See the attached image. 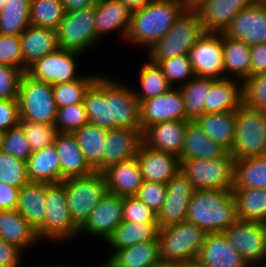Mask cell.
<instances>
[{
  "label": "cell",
  "mask_w": 266,
  "mask_h": 267,
  "mask_svg": "<svg viewBox=\"0 0 266 267\" xmlns=\"http://www.w3.org/2000/svg\"><path fill=\"white\" fill-rule=\"evenodd\" d=\"M102 173L107 192L121 197L135 196L144 181L136 157L113 164Z\"/></svg>",
  "instance_id": "24"
},
{
  "label": "cell",
  "mask_w": 266,
  "mask_h": 267,
  "mask_svg": "<svg viewBox=\"0 0 266 267\" xmlns=\"http://www.w3.org/2000/svg\"><path fill=\"white\" fill-rule=\"evenodd\" d=\"M266 190V155L235 160L233 189Z\"/></svg>",
  "instance_id": "38"
},
{
  "label": "cell",
  "mask_w": 266,
  "mask_h": 267,
  "mask_svg": "<svg viewBox=\"0 0 266 267\" xmlns=\"http://www.w3.org/2000/svg\"><path fill=\"white\" fill-rule=\"evenodd\" d=\"M58 48L85 53L101 39L95 31V5L76 12H65L57 29Z\"/></svg>",
  "instance_id": "11"
},
{
  "label": "cell",
  "mask_w": 266,
  "mask_h": 267,
  "mask_svg": "<svg viewBox=\"0 0 266 267\" xmlns=\"http://www.w3.org/2000/svg\"><path fill=\"white\" fill-rule=\"evenodd\" d=\"M224 78L242 82L251 76V46L243 41L230 39L222 33ZM235 76V77H234Z\"/></svg>",
  "instance_id": "36"
},
{
  "label": "cell",
  "mask_w": 266,
  "mask_h": 267,
  "mask_svg": "<svg viewBox=\"0 0 266 267\" xmlns=\"http://www.w3.org/2000/svg\"><path fill=\"white\" fill-rule=\"evenodd\" d=\"M0 237L23 251L39 243L35 229L16 210H0Z\"/></svg>",
  "instance_id": "31"
},
{
  "label": "cell",
  "mask_w": 266,
  "mask_h": 267,
  "mask_svg": "<svg viewBox=\"0 0 266 267\" xmlns=\"http://www.w3.org/2000/svg\"><path fill=\"white\" fill-rule=\"evenodd\" d=\"M232 193L236 201L238 220L266 223V190L233 189Z\"/></svg>",
  "instance_id": "39"
},
{
  "label": "cell",
  "mask_w": 266,
  "mask_h": 267,
  "mask_svg": "<svg viewBox=\"0 0 266 267\" xmlns=\"http://www.w3.org/2000/svg\"><path fill=\"white\" fill-rule=\"evenodd\" d=\"M0 64L23 70L20 35L0 34Z\"/></svg>",
  "instance_id": "52"
},
{
  "label": "cell",
  "mask_w": 266,
  "mask_h": 267,
  "mask_svg": "<svg viewBox=\"0 0 266 267\" xmlns=\"http://www.w3.org/2000/svg\"><path fill=\"white\" fill-rule=\"evenodd\" d=\"M31 0H9L0 14V34L21 35L31 25Z\"/></svg>",
  "instance_id": "41"
},
{
  "label": "cell",
  "mask_w": 266,
  "mask_h": 267,
  "mask_svg": "<svg viewBox=\"0 0 266 267\" xmlns=\"http://www.w3.org/2000/svg\"><path fill=\"white\" fill-rule=\"evenodd\" d=\"M122 210L123 197L106 192L79 228V235L86 232L95 237H102L106 243L117 226L123 222Z\"/></svg>",
  "instance_id": "18"
},
{
  "label": "cell",
  "mask_w": 266,
  "mask_h": 267,
  "mask_svg": "<svg viewBox=\"0 0 266 267\" xmlns=\"http://www.w3.org/2000/svg\"><path fill=\"white\" fill-rule=\"evenodd\" d=\"M83 104L89 123L100 128H140L139 101L121 81L99 74L85 92Z\"/></svg>",
  "instance_id": "1"
},
{
  "label": "cell",
  "mask_w": 266,
  "mask_h": 267,
  "mask_svg": "<svg viewBox=\"0 0 266 267\" xmlns=\"http://www.w3.org/2000/svg\"><path fill=\"white\" fill-rule=\"evenodd\" d=\"M9 0H0V8H2Z\"/></svg>",
  "instance_id": "66"
},
{
  "label": "cell",
  "mask_w": 266,
  "mask_h": 267,
  "mask_svg": "<svg viewBox=\"0 0 266 267\" xmlns=\"http://www.w3.org/2000/svg\"><path fill=\"white\" fill-rule=\"evenodd\" d=\"M4 132L0 131V151H1V144L3 140Z\"/></svg>",
  "instance_id": "64"
},
{
  "label": "cell",
  "mask_w": 266,
  "mask_h": 267,
  "mask_svg": "<svg viewBox=\"0 0 266 267\" xmlns=\"http://www.w3.org/2000/svg\"><path fill=\"white\" fill-rule=\"evenodd\" d=\"M19 125L22 127L28 144L32 152L41 150L54 144L57 134L59 133L54 125H48L37 122L20 120Z\"/></svg>",
  "instance_id": "45"
},
{
  "label": "cell",
  "mask_w": 266,
  "mask_h": 267,
  "mask_svg": "<svg viewBox=\"0 0 266 267\" xmlns=\"http://www.w3.org/2000/svg\"><path fill=\"white\" fill-rule=\"evenodd\" d=\"M46 218L44 224L36 231L38 239L50 240L73 239L79 235V227L73 222L62 183L46 182L45 194Z\"/></svg>",
  "instance_id": "10"
},
{
  "label": "cell",
  "mask_w": 266,
  "mask_h": 267,
  "mask_svg": "<svg viewBox=\"0 0 266 267\" xmlns=\"http://www.w3.org/2000/svg\"><path fill=\"white\" fill-rule=\"evenodd\" d=\"M158 66L162 69L168 84L172 88H176V82H181V86L187 83L189 79L191 80L193 77H195V73L191 62L189 61L188 55H179L177 57L160 61Z\"/></svg>",
  "instance_id": "47"
},
{
  "label": "cell",
  "mask_w": 266,
  "mask_h": 267,
  "mask_svg": "<svg viewBox=\"0 0 266 267\" xmlns=\"http://www.w3.org/2000/svg\"><path fill=\"white\" fill-rule=\"evenodd\" d=\"M61 169V179L87 176L94 171L86 162L73 133L59 132L54 141Z\"/></svg>",
  "instance_id": "28"
},
{
  "label": "cell",
  "mask_w": 266,
  "mask_h": 267,
  "mask_svg": "<svg viewBox=\"0 0 266 267\" xmlns=\"http://www.w3.org/2000/svg\"><path fill=\"white\" fill-rule=\"evenodd\" d=\"M143 180L167 184L180 172L181 162L178 156L158 151L141 143L136 155Z\"/></svg>",
  "instance_id": "19"
},
{
  "label": "cell",
  "mask_w": 266,
  "mask_h": 267,
  "mask_svg": "<svg viewBox=\"0 0 266 267\" xmlns=\"http://www.w3.org/2000/svg\"><path fill=\"white\" fill-rule=\"evenodd\" d=\"M94 5L96 36L100 39L107 32L120 30L121 37L125 39L131 10L119 0H96Z\"/></svg>",
  "instance_id": "25"
},
{
  "label": "cell",
  "mask_w": 266,
  "mask_h": 267,
  "mask_svg": "<svg viewBox=\"0 0 266 267\" xmlns=\"http://www.w3.org/2000/svg\"><path fill=\"white\" fill-rule=\"evenodd\" d=\"M256 0H205L197 10L205 32L223 33L233 18Z\"/></svg>",
  "instance_id": "21"
},
{
  "label": "cell",
  "mask_w": 266,
  "mask_h": 267,
  "mask_svg": "<svg viewBox=\"0 0 266 267\" xmlns=\"http://www.w3.org/2000/svg\"><path fill=\"white\" fill-rule=\"evenodd\" d=\"M29 181L58 184L61 179L59 156L54 144L32 152L26 161Z\"/></svg>",
  "instance_id": "33"
},
{
  "label": "cell",
  "mask_w": 266,
  "mask_h": 267,
  "mask_svg": "<svg viewBox=\"0 0 266 267\" xmlns=\"http://www.w3.org/2000/svg\"><path fill=\"white\" fill-rule=\"evenodd\" d=\"M123 221L157 223V215L136 196L123 197Z\"/></svg>",
  "instance_id": "51"
},
{
  "label": "cell",
  "mask_w": 266,
  "mask_h": 267,
  "mask_svg": "<svg viewBox=\"0 0 266 267\" xmlns=\"http://www.w3.org/2000/svg\"><path fill=\"white\" fill-rule=\"evenodd\" d=\"M166 192V184L144 180L135 196L157 215L165 201Z\"/></svg>",
  "instance_id": "53"
},
{
  "label": "cell",
  "mask_w": 266,
  "mask_h": 267,
  "mask_svg": "<svg viewBox=\"0 0 266 267\" xmlns=\"http://www.w3.org/2000/svg\"><path fill=\"white\" fill-rule=\"evenodd\" d=\"M243 104L266 112V72L258 73L242 82Z\"/></svg>",
  "instance_id": "46"
},
{
  "label": "cell",
  "mask_w": 266,
  "mask_h": 267,
  "mask_svg": "<svg viewBox=\"0 0 266 267\" xmlns=\"http://www.w3.org/2000/svg\"><path fill=\"white\" fill-rule=\"evenodd\" d=\"M18 99H0V131L5 132L19 125Z\"/></svg>",
  "instance_id": "55"
},
{
  "label": "cell",
  "mask_w": 266,
  "mask_h": 267,
  "mask_svg": "<svg viewBox=\"0 0 266 267\" xmlns=\"http://www.w3.org/2000/svg\"><path fill=\"white\" fill-rule=\"evenodd\" d=\"M101 265H102L101 267H108V266H107L106 264H104V263H103V264H101Z\"/></svg>",
  "instance_id": "68"
},
{
  "label": "cell",
  "mask_w": 266,
  "mask_h": 267,
  "mask_svg": "<svg viewBox=\"0 0 266 267\" xmlns=\"http://www.w3.org/2000/svg\"><path fill=\"white\" fill-rule=\"evenodd\" d=\"M142 142L141 128L107 130L103 152V171L113 164L136 157Z\"/></svg>",
  "instance_id": "22"
},
{
  "label": "cell",
  "mask_w": 266,
  "mask_h": 267,
  "mask_svg": "<svg viewBox=\"0 0 266 267\" xmlns=\"http://www.w3.org/2000/svg\"><path fill=\"white\" fill-rule=\"evenodd\" d=\"M65 186L68 207L73 222L80 228L107 192L103 173L69 177L61 182Z\"/></svg>",
  "instance_id": "7"
},
{
  "label": "cell",
  "mask_w": 266,
  "mask_h": 267,
  "mask_svg": "<svg viewBox=\"0 0 266 267\" xmlns=\"http://www.w3.org/2000/svg\"><path fill=\"white\" fill-rule=\"evenodd\" d=\"M234 157L228 152L217 159H183L180 171L196 190H233Z\"/></svg>",
  "instance_id": "8"
},
{
  "label": "cell",
  "mask_w": 266,
  "mask_h": 267,
  "mask_svg": "<svg viewBox=\"0 0 266 267\" xmlns=\"http://www.w3.org/2000/svg\"><path fill=\"white\" fill-rule=\"evenodd\" d=\"M99 75H83L79 79L52 85L57 108L82 103L85 92Z\"/></svg>",
  "instance_id": "44"
},
{
  "label": "cell",
  "mask_w": 266,
  "mask_h": 267,
  "mask_svg": "<svg viewBox=\"0 0 266 267\" xmlns=\"http://www.w3.org/2000/svg\"><path fill=\"white\" fill-rule=\"evenodd\" d=\"M238 220L232 190H196L189 202L186 220L207 233H223Z\"/></svg>",
  "instance_id": "3"
},
{
  "label": "cell",
  "mask_w": 266,
  "mask_h": 267,
  "mask_svg": "<svg viewBox=\"0 0 266 267\" xmlns=\"http://www.w3.org/2000/svg\"><path fill=\"white\" fill-rule=\"evenodd\" d=\"M65 12H76L93 6L96 0H61Z\"/></svg>",
  "instance_id": "59"
},
{
  "label": "cell",
  "mask_w": 266,
  "mask_h": 267,
  "mask_svg": "<svg viewBox=\"0 0 266 267\" xmlns=\"http://www.w3.org/2000/svg\"><path fill=\"white\" fill-rule=\"evenodd\" d=\"M207 232L187 221L159 229L161 260L183 265L195 262Z\"/></svg>",
  "instance_id": "5"
},
{
  "label": "cell",
  "mask_w": 266,
  "mask_h": 267,
  "mask_svg": "<svg viewBox=\"0 0 266 267\" xmlns=\"http://www.w3.org/2000/svg\"><path fill=\"white\" fill-rule=\"evenodd\" d=\"M184 265L178 262L160 260L150 267H183Z\"/></svg>",
  "instance_id": "61"
},
{
  "label": "cell",
  "mask_w": 266,
  "mask_h": 267,
  "mask_svg": "<svg viewBox=\"0 0 266 267\" xmlns=\"http://www.w3.org/2000/svg\"><path fill=\"white\" fill-rule=\"evenodd\" d=\"M158 234V223L123 221L106 242L115 252L134 244L156 240Z\"/></svg>",
  "instance_id": "37"
},
{
  "label": "cell",
  "mask_w": 266,
  "mask_h": 267,
  "mask_svg": "<svg viewBox=\"0 0 266 267\" xmlns=\"http://www.w3.org/2000/svg\"><path fill=\"white\" fill-rule=\"evenodd\" d=\"M242 104L241 80L234 81L233 78L215 79L211 83L206 101H204V113L236 111Z\"/></svg>",
  "instance_id": "27"
},
{
  "label": "cell",
  "mask_w": 266,
  "mask_h": 267,
  "mask_svg": "<svg viewBox=\"0 0 266 267\" xmlns=\"http://www.w3.org/2000/svg\"><path fill=\"white\" fill-rule=\"evenodd\" d=\"M234 160L266 155V112L242 104L236 110Z\"/></svg>",
  "instance_id": "6"
},
{
  "label": "cell",
  "mask_w": 266,
  "mask_h": 267,
  "mask_svg": "<svg viewBox=\"0 0 266 267\" xmlns=\"http://www.w3.org/2000/svg\"><path fill=\"white\" fill-rule=\"evenodd\" d=\"M166 186L165 201L157 214L159 229L186 220L189 202L196 191L193 183L181 171L172 177Z\"/></svg>",
  "instance_id": "15"
},
{
  "label": "cell",
  "mask_w": 266,
  "mask_h": 267,
  "mask_svg": "<svg viewBox=\"0 0 266 267\" xmlns=\"http://www.w3.org/2000/svg\"><path fill=\"white\" fill-rule=\"evenodd\" d=\"M119 1L125 4L131 10V12H133L139 10L140 8L145 7L153 0H119Z\"/></svg>",
  "instance_id": "60"
},
{
  "label": "cell",
  "mask_w": 266,
  "mask_h": 267,
  "mask_svg": "<svg viewBox=\"0 0 266 267\" xmlns=\"http://www.w3.org/2000/svg\"><path fill=\"white\" fill-rule=\"evenodd\" d=\"M214 80L195 76L179 87L184 99L186 121H195L204 114V101Z\"/></svg>",
  "instance_id": "40"
},
{
  "label": "cell",
  "mask_w": 266,
  "mask_h": 267,
  "mask_svg": "<svg viewBox=\"0 0 266 267\" xmlns=\"http://www.w3.org/2000/svg\"><path fill=\"white\" fill-rule=\"evenodd\" d=\"M82 53L57 48L43 58L30 65L26 74L32 79L51 85L77 80L81 75L76 74V58Z\"/></svg>",
  "instance_id": "13"
},
{
  "label": "cell",
  "mask_w": 266,
  "mask_h": 267,
  "mask_svg": "<svg viewBox=\"0 0 266 267\" xmlns=\"http://www.w3.org/2000/svg\"><path fill=\"white\" fill-rule=\"evenodd\" d=\"M188 122L171 120L152 124L142 132L143 143L155 150L180 157Z\"/></svg>",
  "instance_id": "20"
},
{
  "label": "cell",
  "mask_w": 266,
  "mask_h": 267,
  "mask_svg": "<svg viewBox=\"0 0 266 267\" xmlns=\"http://www.w3.org/2000/svg\"><path fill=\"white\" fill-rule=\"evenodd\" d=\"M188 267H201V266L198 265V264L195 263V262H192V263H189V264H188Z\"/></svg>",
  "instance_id": "63"
},
{
  "label": "cell",
  "mask_w": 266,
  "mask_h": 267,
  "mask_svg": "<svg viewBox=\"0 0 266 267\" xmlns=\"http://www.w3.org/2000/svg\"><path fill=\"white\" fill-rule=\"evenodd\" d=\"M223 234L249 267H266V223L237 220Z\"/></svg>",
  "instance_id": "12"
},
{
  "label": "cell",
  "mask_w": 266,
  "mask_h": 267,
  "mask_svg": "<svg viewBox=\"0 0 266 267\" xmlns=\"http://www.w3.org/2000/svg\"><path fill=\"white\" fill-rule=\"evenodd\" d=\"M186 8H193L195 9L198 5H200L205 0H184Z\"/></svg>",
  "instance_id": "62"
},
{
  "label": "cell",
  "mask_w": 266,
  "mask_h": 267,
  "mask_svg": "<svg viewBox=\"0 0 266 267\" xmlns=\"http://www.w3.org/2000/svg\"><path fill=\"white\" fill-rule=\"evenodd\" d=\"M158 238L116 250L104 262L108 267H150L160 261Z\"/></svg>",
  "instance_id": "32"
},
{
  "label": "cell",
  "mask_w": 266,
  "mask_h": 267,
  "mask_svg": "<svg viewBox=\"0 0 266 267\" xmlns=\"http://www.w3.org/2000/svg\"><path fill=\"white\" fill-rule=\"evenodd\" d=\"M20 188L0 182V210H14Z\"/></svg>",
  "instance_id": "57"
},
{
  "label": "cell",
  "mask_w": 266,
  "mask_h": 267,
  "mask_svg": "<svg viewBox=\"0 0 266 267\" xmlns=\"http://www.w3.org/2000/svg\"><path fill=\"white\" fill-rule=\"evenodd\" d=\"M43 267H47V266H43ZM48 267H73V266H69V265H67V266H64V265H49Z\"/></svg>",
  "instance_id": "65"
},
{
  "label": "cell",
  "mask_w": 266,
  "mask_h": 267,
  "mask_svg": "<svg viewBox=\"0 0 266 267\" xmlns=\"http://www.w3.org/2000/svg\"><path fill=\"white\" fill-rule=\"evenodd\" d=\"M87 123L89 120L83 102L57 108L54 126L58 132L73 133Z\"/></svg>",
  "instance_id": "48"
},
{
  "label": "cell",
  "mask_w": 266,
  "mask_h": 267,
  "mask_svg": "<svg viewBox=\"0 0 266 267\" xmlns=\"http://www.w3.org/2000/svg\"><path fill=\"white\" fill-rule=\"evenodd\" d=\"M25 72L0 64V99L18 98L19 84Z\"/></svg>",
  "instance_id": "54"
},
{
  "label": "cell",
  "mask_w": 266,
  "mask_h": 267,
  "mask_svg": "<svg viewBox=\"0 0 266 267\" xmlns=\"http://www.w3.org/2000/svg\"><path fill=\"white\" fill-rule=\"evenodd\" d=\"M23 71L58 48L57 32L29 25L20 35Z\"/></svg>",
  "instance_id": "26"
},
{
  "label": "cell",
  "mask_w": 266,
  "mask_h": 267,
  "mask_svg": "<svg viewBox=\"0 0 266 267\" xmlns=\"http://www.w3.org/2000/svg\"><path fill=\"white\" fill-rule=\"evenodd\" d=\"M195 263L201 267H249L223 233H207Z\"/></svg>",
  "instance_id": "23"
},
{
  "label": "cell",
  "mask_w": 266,
  "mask_h": 267,
  "mask_svg": "<svg viewBox=\"0 0 266 267\" xmlns=\"http://www.w3.org/2000/svg\"><path fill=\"white\" fill-rule=\"evenodd\" d=\"M20 120L54 125L57 105L52 85L22 75L18 91Z\"/></svg>",
  "instance_id": "9"
},
{
  "label": "cell",
  "mask_w": 266,
  "mask_h": 267,
  "mask_svg": "<svg viewBox=\"0 0 266 267\" xmlns=\"http://www.w3.org/2000/svg\"><path fill=\"white\" fill-rule=\"evenodd\" d=\"M83 156L94 172H103V152L107 130L87 123L73 132Z\"/></svg>",
  "instance_id": "34"
},
{
  "label": "cell",
  "mask_w": 266,
  "mask_h": 267,
  "mask_svg": "<svg viewBox=\"0 0 266 267\" xmlns=\"http://www.w3.org/2000/svg\"><path fill=\"white\" fill-rule=\"evenodd\" d=\"M204 33L197 10L185 8L167 34L147 50L148 59L158 64L179 55H188L189 50Z\"/></svg>",
  "instance_id": "4"
},
{
  "label": "cell",
  "mask_w": 266,
  "mask_h": 267,
  "mask_svg": "<svg viewBox=\"0 0 266 267\" xmlns=\"http://www.w3.org/2000/svg\"><path fill=\"white\" fill-rule=\"evenodd\" d=\"M263 5L266 6V0H259Z\"/></svg>",
  "instance_id": "67"
},
{
  "label": "cell",
  "mask_w": 266,
  "mask_h": 267,
  "mask_svg": "<svg viewBox=\"0 0 266 267\" xmlns=\"http://www.w3.org/2000/svg\"><path fill=\"white\" fill-rule=\"evenodd\" d=\"M185 8L184 0H153L132 12L125 40L149 49L167 34Z\"/></svg>",
  "instance_id": "2"
},
{
  "label": "cell",
  "mask_w": 266,
  "mask_h": 267,
  "mask_svg": "<svg viewBox=\"0 0 266 267\" xmlns=\"http://www.w3.org/2000/svg\"><path fill=\"white\" fill-rule=\"evenodd\" d=\"M27 142L22 127L18 125L4 132L1 151L26 162L32 154Z\"/></svg>",
  "instance_id": "50"
},
{
  "label": "cell",
  "mask_w": 266,
  "mask_h": 267,
  "mask_svg": "<svg viewBox=\"0 0 266 267\" xmlns=\"http://www.w3.org/2000/svg\"><path fill=\"white\" fill-rule=\"evenodd\" d=\"M140 69L141 90L132 89L139 102L164 94L172 88L158 64L147 61Z\"/></svg>",
  "instance_id": "42"
},
{
  "label": "cell",
  "mask_w": 266,
  "mask_h": 267,
  "mask_svg": "<svg viewBox=\"0 0 266 267\" xmlns=\"http://www.w3.org/2000/svg\"><path fill=\"white\" fill-rule=\"evenodd\" d=\"M65 9L61 0H31L30 23L36 27L57 31L64 19Z\"/></svg>",
  "instance_id": "43"
},
{
  "label": "cell",
  "mask_w": 266,
  "mask_h": 267,
  "mask_svg": "<svg viewBox=\"0 0 266 267\" xmlns=\"http://www.w3.org/2000/svg\"><path fill=\"white\" fill-rule=\"evenodd\" d=\"M227 153L228 151L212 141L195 121L187 123L180 162L183 159H217Z\"/></svg>",
  "instance_id": "30"
},
{
  "label": "cell",
  "mask_w": 266,
  "mask_h": 267,
  "mask_svg": "<svg viewBox=\"0 0 266 267\" xmlns=\"http://www.w3.org/2000/svg\"><path fill=\"white\" fill-rule=\"evenodd\" d=\"M251 76L266 72V43L251 46Z\"/></svg>",
  "instance_id": "58"
},
{
  "label": "cell",
  "mask_w": 266,
  "mask_h": 267,
  "mask_svg": "<svg viewBox=\"0 0 266 267\" xmlns=\"http://www.w3.org/2000/svg\"><path fill=\"white\" fill-rule=\"evenodd\" d=\"M188 56L196 77L224 78L222 33L205 32Z\"/></svg>",
  "instance_id": "14"
},
{
  "label": "cell",
  "mask_w": 266,
  "mask_h": 267,
  "mask_svg": "<svg viewBox=\"0 0 266 267\" xmlns=\"http://www.w3.org/2000/svg\"><path fill=\"white\" fill-rule=\"evenodd\" d=\"M46 182L28 181L20 188L16 210L37 231L46 218Z\"/></svg>",
  "instance_id": "29"
},
{
  "label": "cell",
  "mask_w": 266,
  "mask_h": 267,
  "mask_svg": "<svg viewBox=\"0 0 266 267\" xmlns=\"http://www.w3.org/2000/svg\"><path fill=\"white\" fill-rule=\"evenodd\" d=\"M223 34L253 46L266 43V6L259 0L241 10Z\"/></svg>",
  "instance_id": "16"
},
{
  "label": "cell",
  "mask_w": 266,
  "mask_h": 267,
  "mask_svg": "<svg viewBox=\"0 0 266 267\" xmlns=\"http://www.w3.org/2000/svg\"><path fill=\"white\" fill-rule=\"evenodd\" d=\"M22 250L0 237V267H19Z\"/></svg>",
  "instance_id": "56"
},
{
  "label": "cell",
  "mask_w": 266,
  "mask_h": 267,
  "mask_svg": "<svg viewBox=\"0 0 266 267\" xmlns=\"http://www.w3.org/2000/svg\"><path fill=\"white\" fill-rule=\"evenodd\" d=\"M28 181L26 162L0 151V182L21 188Z\"/></svg>",
  "instance_id": "49"
},
{
  "label": "cell",
  "mask_w": 266,
  "mask_h": 267,
  "mask_svg": "<svg viewBox=\"0 0 266 267\" xmlns=\"http://www.w3.org/2000/svg\"><path fill=\"white\" fill-rule=\"evenodd\" d=\"M195 122L212 141L228 152L231 151L235 137L236 111L204 113Z\"/></svg>",
  "instance_id": "35"
},
{
  "label": "cell",
  "mask_w": 266,
  "mask_h": 267,
  "mask_svg": "<svg viewBox=\"0 0 266 267\" xmlns=\"http://www.w3.org/2000/svg\"><path fill=\"white\" fill-rule=\"evenodd\" d=\"M139 120L142 132L158 122L186 120L180 89L176 86L164 94L139 102Z\"/></svg>",
  "instance_id": "17"
}]
</instances>
